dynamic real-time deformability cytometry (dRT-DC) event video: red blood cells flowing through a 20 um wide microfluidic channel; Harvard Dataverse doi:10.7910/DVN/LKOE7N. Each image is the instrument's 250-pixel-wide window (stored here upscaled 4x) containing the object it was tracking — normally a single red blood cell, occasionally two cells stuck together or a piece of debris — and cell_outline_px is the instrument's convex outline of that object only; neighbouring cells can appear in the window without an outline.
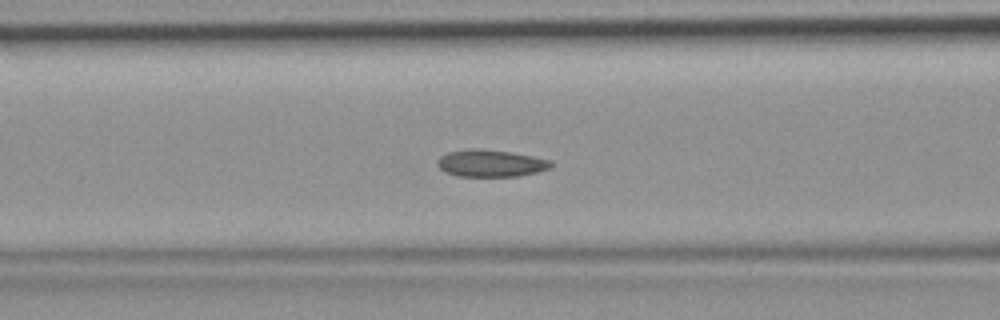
{"species": "common noctule bat (a hibernating species)", "species_latin": "Nyctalus noctula", "temperature_condition": "room temperature", "stored_images_in_passage": 49, "camera_frame_rate_fps": 3000, "um_per_image_px": 0.085, "animal": {"sex": "female", "body_mass_g": 19.9}, "frame": {"image": 1, "passage_image": 20, "time_ms": 6.333, "image_size_px": [1000, 320], "cell_outline_px": [[552, 164], [548, 168], [536, 172], [516, 176], [456, 176], [444, 172], [436, 164], [436, 160], [440, 156], [448, 152], [468, 148], [480, 148], [512, 152], [552, 160]], "centroid_in_image_um": [41.65, 13.86], "position_along_channel_um": 125.0, "area_um2": 18.03}}
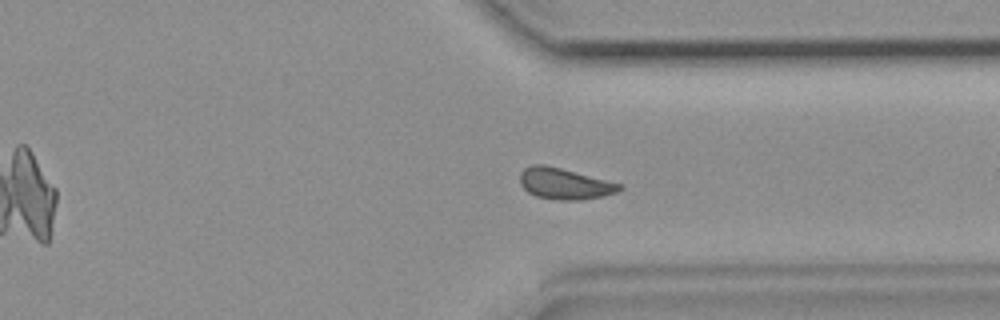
{"frame": {"image": 2, "passage_image": 37, "time_ms": 12.0, "image_size_px": [1000, 320], "cell_outline_px": [[624, 188], [616, 192], [604, 196], [580, 200], [560, 200], [536, 196], [528, 192], [520, 184], [520, 172], [524, 168], [532, 164], [544, 164], [624, 184]], "centroid_in_image_um": [48.0, 15.61], "position_along_channel_um": 363.4, "area_um2": 18.15}}
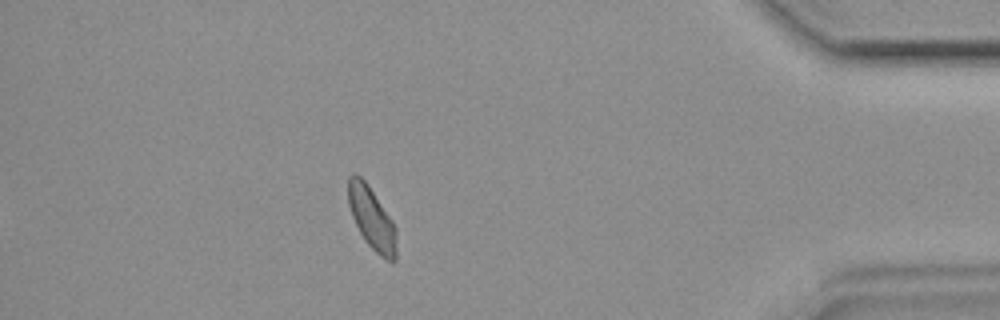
{"frame": {"image": 3, "passage_image": 43, "time_ms": 14.0, "image_size_px": [1000, 320], "cell_outline_px": [[396, 260], [388, 260], [380, 256], [364, 240], [352, 216], [348, 204], [348, 176], [352, 172], [356, 172], [364, 180], [392, 220], [396, 228]], "centroid_in_image_um": [31.58, 18.54], "position_along_channel_um": 403.6, "area_um2": 17.34}}